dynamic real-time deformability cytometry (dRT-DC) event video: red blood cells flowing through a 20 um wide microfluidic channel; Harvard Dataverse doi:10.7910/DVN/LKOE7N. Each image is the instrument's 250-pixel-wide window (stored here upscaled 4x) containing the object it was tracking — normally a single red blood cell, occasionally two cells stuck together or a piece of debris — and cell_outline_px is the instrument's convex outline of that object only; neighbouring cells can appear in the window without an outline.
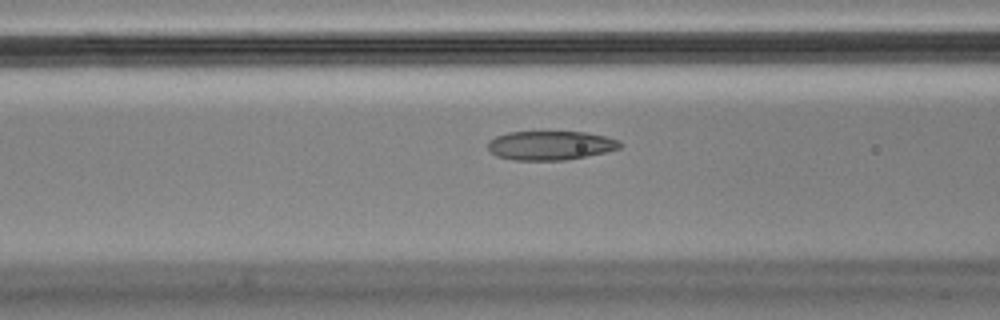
{"species": "Egyptian fruit bat (a non-hibernating species)", "species_latin": "Rousettus aegyptiacus", "temperature_condition": "cold", "stored_images_in_passage": 41, "camera_frame_rate_fps": 3000, "um_per_image_px": 0.085, "animal": {"sex": "male"}, "frame": {"image": 1, "passage_image": 11, "time_ms": 3.333, "image_size_px": [1000, 320], "cell_outline_px": [[624, 144], [620, 148], [604, 152], [564, 160], [512, 160], [496, 156], [488, 148], [488, 140], [496, 136], [508, 132], [584, 132], [604, 136], [620, 140]], "centroid_in_image_um": [46.77, 12.36], "position_along_channel_um": 119.8, "area_um2": 22.31}}
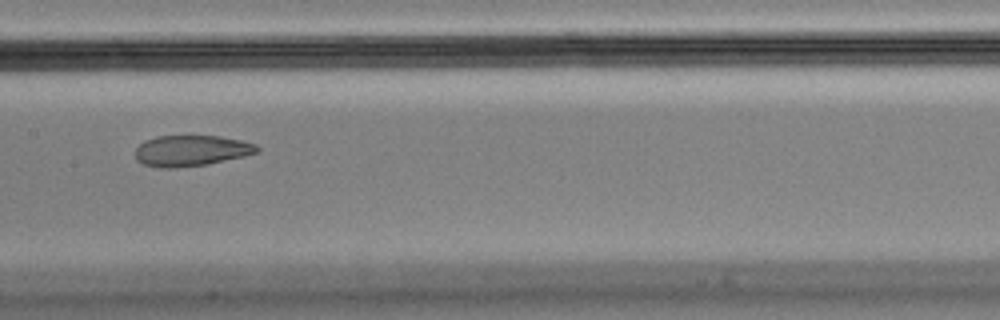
{"frame": {"image": 2, "passage_image": 17, "time_ms": 5.333, "image_size_px": [1000, 320], "cell_outline_px": [[260, 152], [244, 156], [208, 164], [176, 168], [160, 168], [144, 164], [136, 160], [136, 148], [144, 140], [156, 136], [220, 136], [240, 140], [256, 144], [260, 148]], "centroid_in_image_um": [16.26, 12.81], "position_along_channel_um": 191.1, "area_um2": 22.02}}
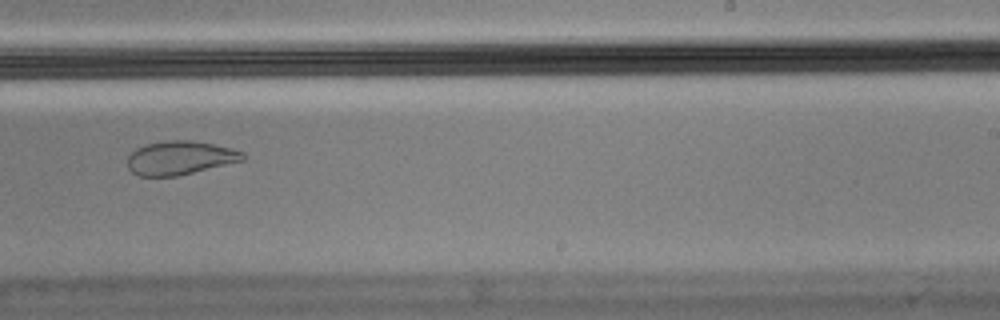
{"frame": {"image": 3, "passage_image": 24, "time_ms": 7.667, "image_size_px": [1000, 320], "cell_outline_px": [[248, 156], [244, 160], [176, 176], [140, 176], [132, 172], [128, 168], [128, 156], [136, 148], [144, 144], [168, 140], [192, 140], [232, 148], [244, 152]], "centroid_in_image_um": [15.31, 13.41], "position_along_channel_um": 273.7, "area_um2": 22.66}}